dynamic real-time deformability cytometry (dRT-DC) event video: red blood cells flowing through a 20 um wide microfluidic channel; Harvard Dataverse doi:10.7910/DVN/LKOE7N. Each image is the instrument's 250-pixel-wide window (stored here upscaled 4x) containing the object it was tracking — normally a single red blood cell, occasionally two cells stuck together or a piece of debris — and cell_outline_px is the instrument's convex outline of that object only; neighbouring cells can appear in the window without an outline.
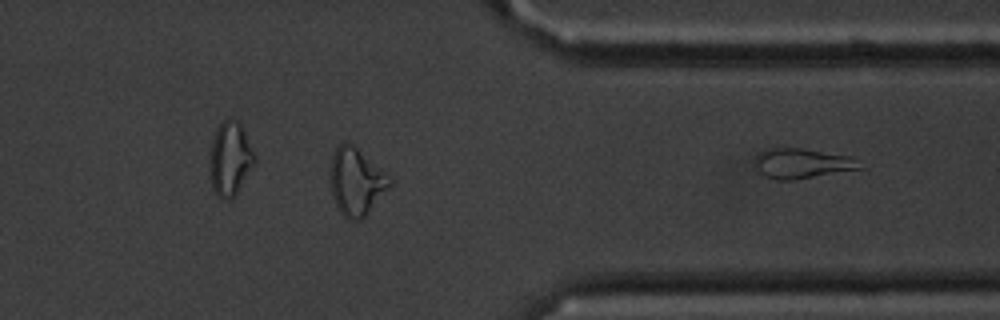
{"species": "common noctule bat (a hibernating species)", "species_latin": "Nyctalus noctula", "temperature_condition": "cold", "stored_images_in_passage": 43, "segment_of_instrument_passage": [2, 2], "camera_frame_rate_fps": 3000, "um_per_image_px": 0.085, "animal": {"sex": "male", "body_mass_g": 20.1, "forearm_length_mm": 53.5}, "frame": {"image": 1, "passage_image": 43, "time_ms": 14.0, "image_size_px": [1000, 320], "cell_outline_px": [[868, 168], [796, 180], [776, 180], [764, 176], [760, 172], [756, 164], [756, 156], [768, 148], [800, 148], [852, 156]], "centroid_in_image_um": [68.29, 13.91], "position_along_channel_um": 343.1, "area_um2": 18.61}}